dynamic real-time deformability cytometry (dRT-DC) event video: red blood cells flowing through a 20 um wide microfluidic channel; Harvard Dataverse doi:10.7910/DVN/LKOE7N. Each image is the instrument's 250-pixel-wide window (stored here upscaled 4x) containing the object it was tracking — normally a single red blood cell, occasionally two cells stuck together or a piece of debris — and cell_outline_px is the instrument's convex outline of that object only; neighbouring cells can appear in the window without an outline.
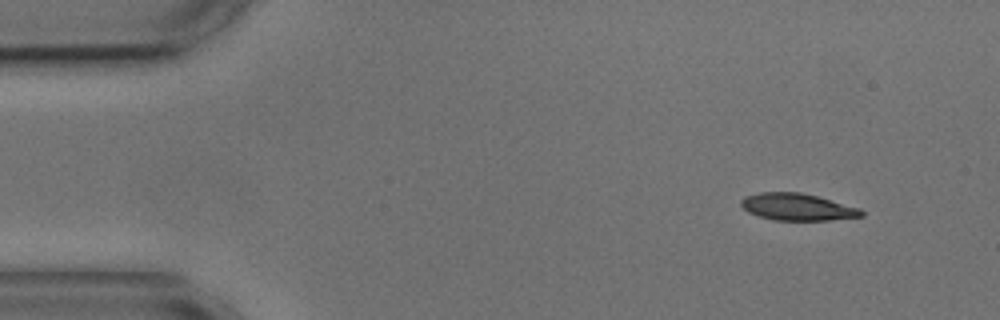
{"species": "common noctule bat (a hibernating species)", "species_latin": "Nyctalus noctula", "temperature_condition": "cold", "stored_images_in_passage": 3, "camera_frame_rate_fps": 3000, "um_per_image_px": 0.085, "animal": {"sex": "male", "body_mass_g": 17.9, "forearm_length_mm": 54.2}, "frame": {"image": 1, "passage_image": 1, "time_ms": 0.0, "image_size_px": [1000, 320], "cell_outline_px": [[864, 216], [828, 220], [772, 220], [748, 212], [740, 204], [740, 200], [744, 196], [760, 192], [800, 192], [816, 196], [860, 208], [864, 212]], "centroid_in_image_um": [67.75, 17.59], "position_along_channel_um": 17.2, "area_um2": 18.84}}